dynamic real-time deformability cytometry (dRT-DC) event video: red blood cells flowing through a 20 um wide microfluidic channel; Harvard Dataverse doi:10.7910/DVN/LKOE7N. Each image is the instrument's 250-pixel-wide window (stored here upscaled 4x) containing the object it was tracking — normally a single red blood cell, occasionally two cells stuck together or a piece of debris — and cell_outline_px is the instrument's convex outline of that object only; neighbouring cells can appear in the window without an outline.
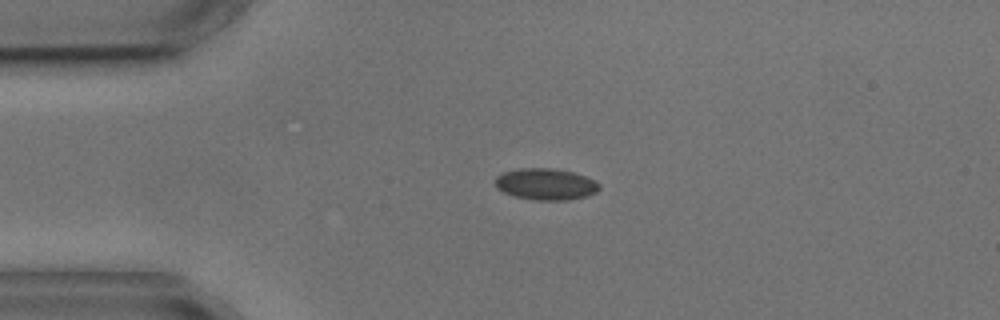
{"species": "common noctule bat (a hibernating species)", "species_latin": "Nyctalus noctula", "temperature_condition": "cold", "stored_images_in_passage": 5, "camera_frame_rate_fps": 3000, "um_per_image_px": 0.085, "animal": {"sex": "male", "body_mass_g": 17.9, "forearm_length_mm": 54.2}, "frame": {"image": 1, "passage_image": 1, "time_ms": 0.0, "image_size_px": [1000, 320], "cell_outline_px": [[600, 188], [596, 192], [588, 196], [568, 200], [536, 200], [516, 196], [504, 192], [496, 188], [496, 176], [504, 172], [520, 168], [548, 168], [572, 172], [596, 180], [600, 184]], "centroid_in_image_um": [46.41, 15.66], "position_along_channel_um": 38.6, "area_um2": 19.02}}